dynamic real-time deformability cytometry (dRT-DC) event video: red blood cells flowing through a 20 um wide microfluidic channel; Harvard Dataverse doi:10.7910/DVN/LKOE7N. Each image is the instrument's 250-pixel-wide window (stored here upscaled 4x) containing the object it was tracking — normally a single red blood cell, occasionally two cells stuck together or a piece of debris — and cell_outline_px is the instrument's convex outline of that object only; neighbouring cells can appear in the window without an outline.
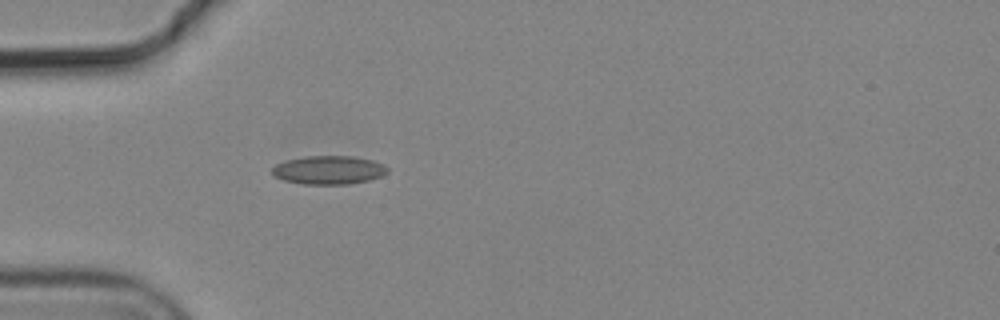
{"species": "common noctule bat (a hibernating species)", "species_latin": "Nyctalus noctula", "temperature_condition": "cold", "stored_images_in_passage": 4, "camera_frame_rate_fps": 3000, "um_per_image_px": 0.085, "animal": {"sex": "male", "body_mass_g": 19.2, "forearm_length_mm": 51.8}, "frame": {"image": 1, "passage_image": 4, "time_ms": 1.0, "image_size_px": [1000, 320], "cell_outline_px": [[388, 172], [380, 176], [368, 180], [348, 184], [304, 184], [284, 180], [272, 176], [272, 168], [276, 164], [284, 160], [304, 156], [352, 156], [372, 160], [384, 164], [388, 168]], "centroid_in_image_um": [27.91, 14.44], "position_along_channel_um": 57.1, "area_um2": 19.25}}